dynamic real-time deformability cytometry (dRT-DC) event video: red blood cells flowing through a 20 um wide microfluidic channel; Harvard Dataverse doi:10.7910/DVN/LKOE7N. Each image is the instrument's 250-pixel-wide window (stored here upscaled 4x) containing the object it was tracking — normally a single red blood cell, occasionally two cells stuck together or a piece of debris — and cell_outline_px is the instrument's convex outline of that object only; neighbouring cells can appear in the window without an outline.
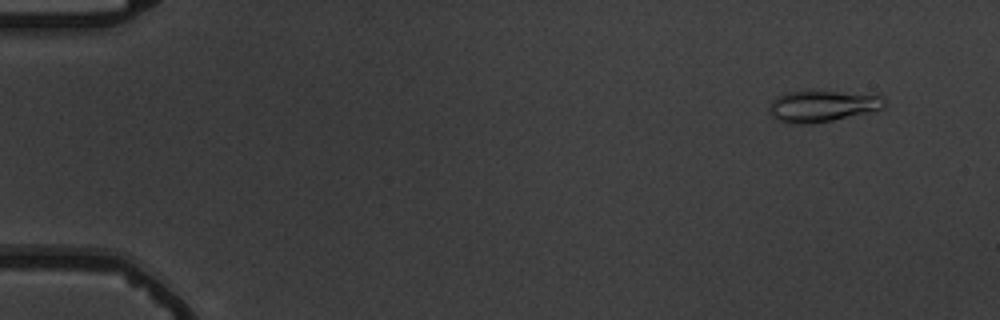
{"species": "common noctule bat (a hibernating species)", "species_latin": "Nyctalus noctula", "temperature_condition": "warm", "stored_images_in_passage": 6, "camera_frame_rate_fps": 3000, "um_per_image_px": 0.085, "animal": {"sex": "male", "body_mass_g": 19.5, "forearm_length_mm": 54.6}, "frame": {"image": 1, "passage_image": 2, "time_ms": 1.0, "image_size_px": [1000, 320], "cell_outline_px": [[888, 100], [884, 108], [868, 112], [832, 120], [808, 124], [788, 124], [776, 120], [768, 112], [768, 108], [772, 100], [776, 96], [784, 92], [808, 88], [812, 88], [884, 96]], "centroid_in_image_um": [69.84, 8.97], "position_along_channel_um": 15.2, "area_um2": 22.14}}